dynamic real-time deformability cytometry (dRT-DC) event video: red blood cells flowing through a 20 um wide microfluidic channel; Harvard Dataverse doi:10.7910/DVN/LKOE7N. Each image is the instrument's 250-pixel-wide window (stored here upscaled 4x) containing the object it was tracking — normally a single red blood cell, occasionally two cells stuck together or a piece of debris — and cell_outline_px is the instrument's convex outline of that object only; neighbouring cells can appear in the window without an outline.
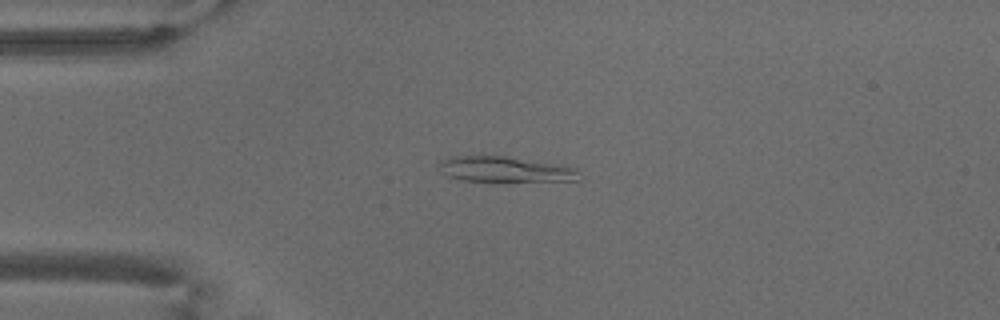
{"species": "common noctule bat (a hibernating species)", "species_latin": "Nyctalus noctula", "temperature_condition": "warm", "stored_images_in_passage": 42, "camera_frame_rate_fps": 3000, "um_per_image_px": 0.085, "animal": {"sex": "male", "body_mass_g": 18.8}, "frame": {"image": 1, "passage_image": 2, "time_ms": 0.333, "image_size_px": [1000, 320], "cell_outline_px": [[580, 180], [464, 180], [448, 176], [440, 172], [440, 160], [448, 156], [480, 152], [560, 164], [576, 168]], "centroid_in_image_um": [42.81, 14.31], "position_along_channel_um": 42.2, "area_um2": 21.21}}
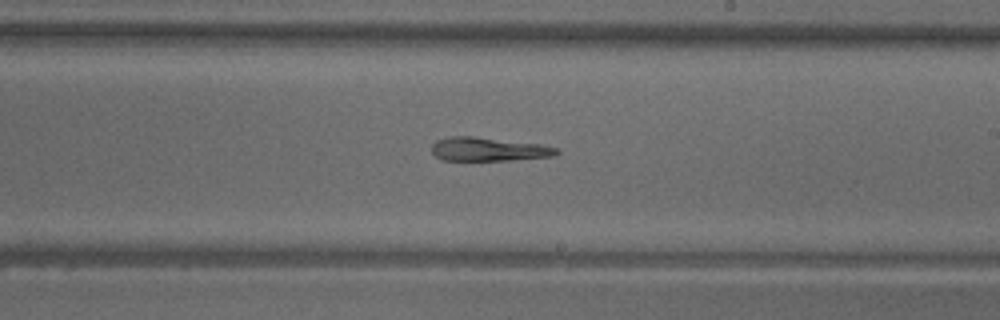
{"frame": {"image": 2, "passage_image": 20, "time_ms": 6.333, "image_size_px": [1000, 320], "cell_outline_px": [[560, 152], [552, 156], [508, 160], [440, 160], [432, 152], [432, 144], [436, 140], [448, 136], [472, 136], [540, 144], [560, 148]], "centroid_in_image_um": [41.5, 12.68], "position_along_channel_um": 247.5, "area_um2": 17.22}}
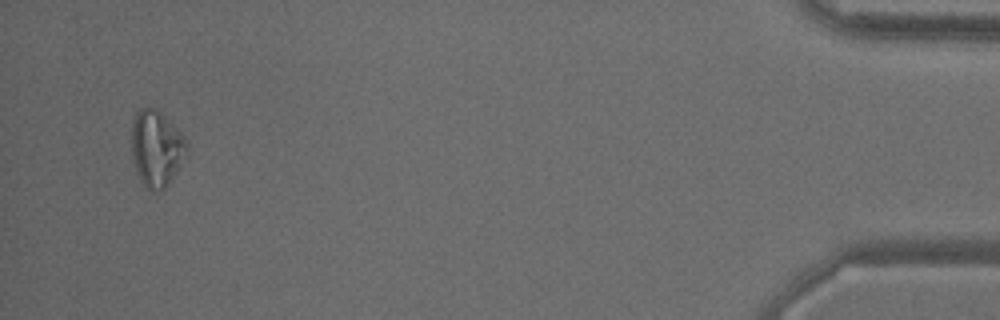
{"frame": {"image": 3, "passage_image": 40, "time_ms": 13.0, "image_size_px": [1000, 320], "cell_outline_px": [[188, 156], [168, 184], [164, 188], [152, 192], [140, 180], [132, 156], [132, 124], [136, 112], [140, 108], [156, 108], [180, 132], [188, 144]], "centroid_in_image_um": [13.32, 12.62], "position_along_channel_um": 421.9, "area_um2": 24.39}}